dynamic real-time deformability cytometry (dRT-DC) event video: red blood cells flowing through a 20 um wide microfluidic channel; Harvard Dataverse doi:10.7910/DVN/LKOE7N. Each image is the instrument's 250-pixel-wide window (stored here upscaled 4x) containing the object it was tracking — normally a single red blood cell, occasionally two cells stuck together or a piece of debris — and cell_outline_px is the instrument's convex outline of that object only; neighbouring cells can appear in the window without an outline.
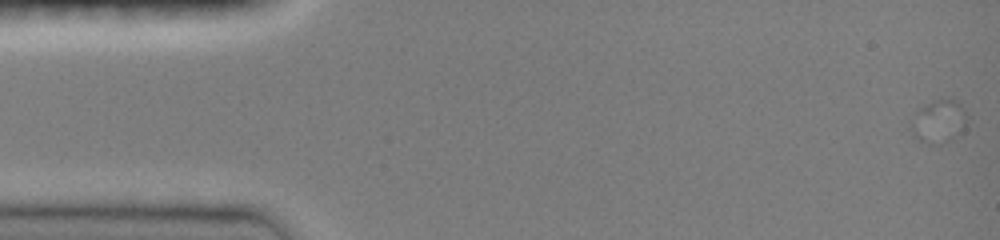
{"species": "common noctule bat (a hibernating species)", "species_latin": "Nyctalus noctula", "temperature_condition": "room temperature", "stored_images_in_passage": 6, "segment_of_instrument_passage": [1, 2], "camera_frame_rate_fps": 3000, "um_per_image_px": 0.085, "animal": {"sex": "female", "body_mass_g": 19.0, "forearm_length_mm": 51.5}, "frame": {"image": 1, "passage_image": 1, "time_ms": 0.0, "image_size_px": [1000, 240], "cell_outline_px": [[968, 116], [964, 128], [952, 140], [936, 144], [928, 144], [912, 136], [908, 128], [908, 120], [916, 108], [932, 100], [948, 96], [952, 96], [960, 104]], "centroid_in_image_um": [79.71, 10.27], "position_along_channel_um": 5.3, "area_um2": 15.03}}